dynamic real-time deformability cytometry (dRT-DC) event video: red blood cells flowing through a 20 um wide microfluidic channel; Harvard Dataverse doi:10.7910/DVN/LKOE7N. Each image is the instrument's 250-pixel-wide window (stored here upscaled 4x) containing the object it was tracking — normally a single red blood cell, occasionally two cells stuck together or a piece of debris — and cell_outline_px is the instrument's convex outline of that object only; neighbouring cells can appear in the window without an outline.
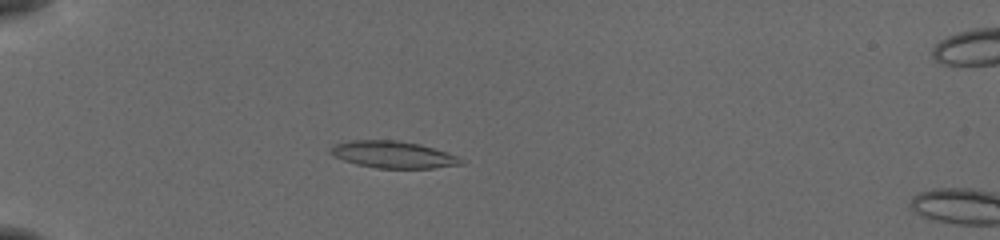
{"species": "common noctule bat (a hibernating species)", "species_latin": "Nyctalus noctula", "temperature_condition": "cold", "stored_images_in_passage": 41, "camera_frame_rate_fps": 3000, "um_per_image_px": 0.085, "animal": {"sex": "female", "body_mass_g": 19.5, "forearm_length_mm": 54.1}, "frame": {"image": 1, "passage_image": 4, "time_ms": 1.0, "image_size_px": [1000, 240], "cell_outline_px": [[464, 164], [432, 168], [376, 168], [356, 164], [332, 156], [328, 152], [328, 148], [336, 144], [348, 140], [396, 140], [420, 144], [448, 152], [460, 156], [464, 160]], "centroid_in_image_um": [33.42, 13.14], "position_along_channel_um": 51.6, "area_um2": 20.75}}
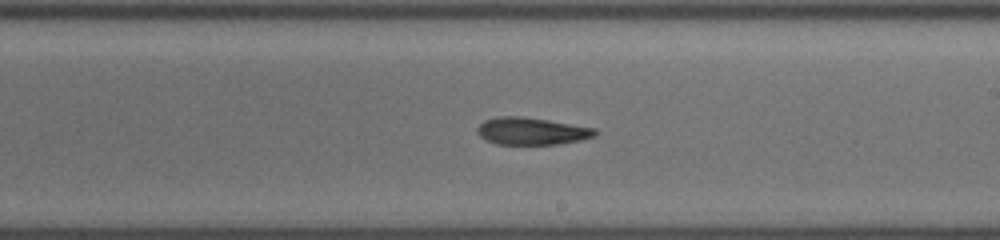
{"frame": {"image": 2, "passage_image": 21, "time_ms": 6.667, "image_size_px": [1000, 240], "cell_outline_px": [[596, 136], [580, 140], [556, 144], [496, 144], [480, 136], [476, 132], [476, 128], [484, 120], [500, 116], [520, 116], [548, 120], [596, 128]], "centroid_in_image_um": [45.18, 11.14], "position_along_channel_um": 243.8, "area_um2": 18.61}}
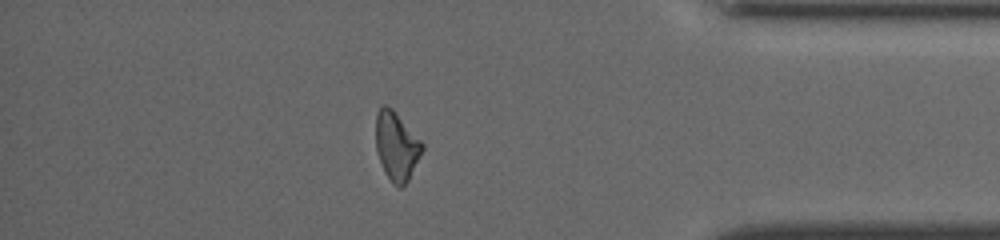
{"frame": {"image": 3, "passage_image": 35, "time_ms": 11.333, "image_size_px": [1000, 240], "cell_outline_px": [[424, 148], [408, 180], [400, 188], [392, 184], [384, 172], [376, 152], [376, 112], [380, 104], [384, 104], [392, 108], [424, 144]], "centroid_in_image_um": [33.68, 12.4], "position_along_channel_um": 401.5, "area_um2": 18.61}, "authors_computed_cell_mechanics": {"area_um2": 18.8428, "velocity_mm_per_s": 3.8831, "shape_relaxation_time_tau1_ms": null, "shape_relaxation_time_tau2_ms": 8.4034, "deformation_change_tau1": null, "deformation_change_tau2": 0.1839}}